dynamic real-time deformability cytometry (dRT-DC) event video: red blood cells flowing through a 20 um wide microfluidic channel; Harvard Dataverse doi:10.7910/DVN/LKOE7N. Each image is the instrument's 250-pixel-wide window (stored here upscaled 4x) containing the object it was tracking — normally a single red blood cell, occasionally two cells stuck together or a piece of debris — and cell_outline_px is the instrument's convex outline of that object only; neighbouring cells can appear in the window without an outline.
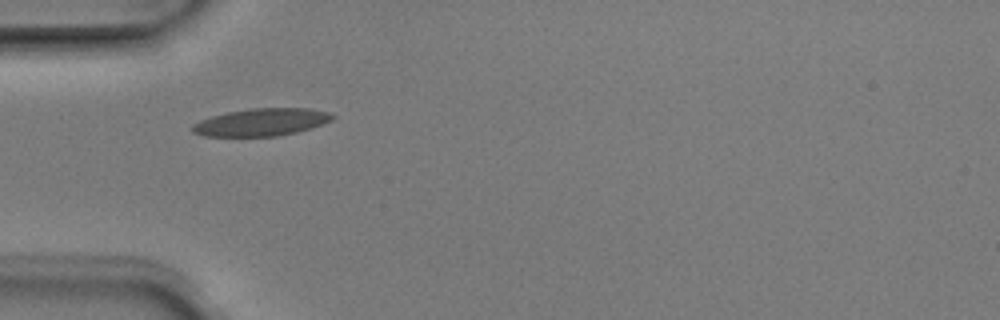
{"species": "Egyptian fruit bat (a non-hibernating species)", "species_latin": "Rousettus aegyptiacus", "temperature_condition": "room temperature", "stored_images_in_passage": 4, "camera_frame_rate_fps": 3000, "um_per_image_px": 0.085, "animal": {"sex": "male"}, "frame": {"image": 1, "passage_image": 1, "time_ms": 0.0, "image_size_px": [1000, 320], "cell_outline_px": [[336, 116], [332, 120], [324, 124], [312, 128], [296, 132], [276, 136], [204, 136], [192, 132], [192, 124], [200, 120], [212, 116], [228, 112], [252, 108], [308, 108], [332, 112]], "centroid_in_image_um": [22.27, 10.38], "position_along_channel_um": 62.7, "area_um2": 22.54}}
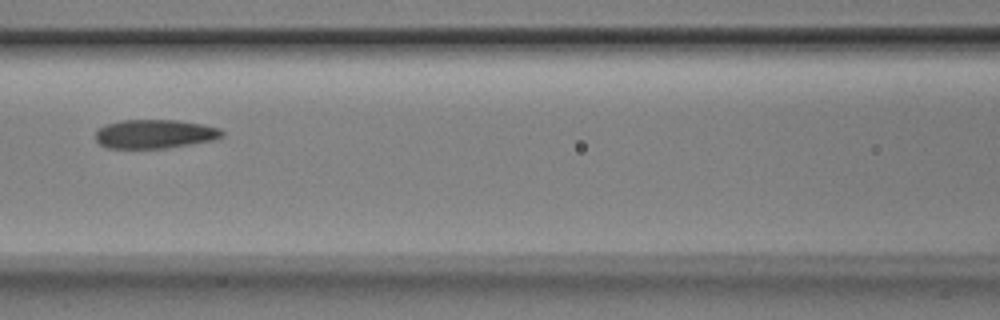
{"frame": {"image": 2, "passage_image": 3, "time_ms": 0.667, "image_size_px": [1000, 320], "cell_outline_px": [[224, 136], [216, 140], [168, 148], [108, 148], [100, 144], [96, 140], [96, 128], [104, 124], [120, 120], [176, 120], [200, 124], [220, 128], [224, 132]], "centroid_in_image_um": [13.15, 11.39], "position_along_channel_um": 153.4, "area_um2": 21.56}}
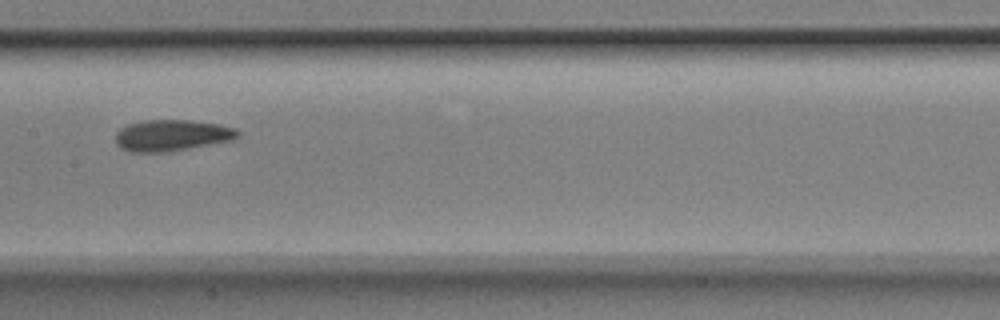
{"frame": {"image": 3, "passage_image": 4, "time_ms": 1.0, "image_size_px": [1000, 320], "cell_outline_px": [[240, 136], [232, 140], [164, 152], [128, 152], [120, 148], [116, 144], [116, 132], [120, 128], [128, 124], [144, 120], [188, 120], [216, 124], [236, 128], [240, 132]], "centroid_in_image_um": [14.56, 11.5], "position_along_channel_um": 192.8, "area_um2": 22.2}}